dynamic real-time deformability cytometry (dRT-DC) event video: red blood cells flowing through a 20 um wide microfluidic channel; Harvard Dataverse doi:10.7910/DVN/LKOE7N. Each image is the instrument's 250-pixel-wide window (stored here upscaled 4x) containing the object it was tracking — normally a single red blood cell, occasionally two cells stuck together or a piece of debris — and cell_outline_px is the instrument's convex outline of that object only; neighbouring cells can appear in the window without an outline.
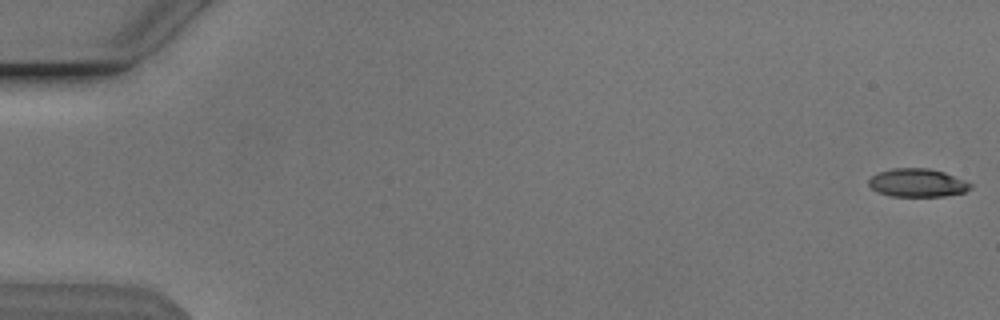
{"species": "Egyptian fruit bat (a non-hibernating species)", "species_latin": "Rousettus aegyptiacus", "temperature_condition": "cold", "stored_images_in_passage": 54, "camera_frame_rate_fps": 3000, "um_per_image_px": 0.085, "animal": {"sex": "male"}, "frame": {"image": 1, "passage_image": 1, "time_ms": 0.0, "image_size_px": [1000, 320], "cell_outline_px": [[972, 188], [964, 192], [944, 196], [892, 196], [876, 192], [868, 184], [868, 180], [872, 176], [880, 172], [892, 168], [928, 168], [944, 172], [964, 180], [972, 184]], "centroid_in_image_um": [77.97, 15.54], "position_along_channel_um": 7.0, "area_um2": 16.7}}
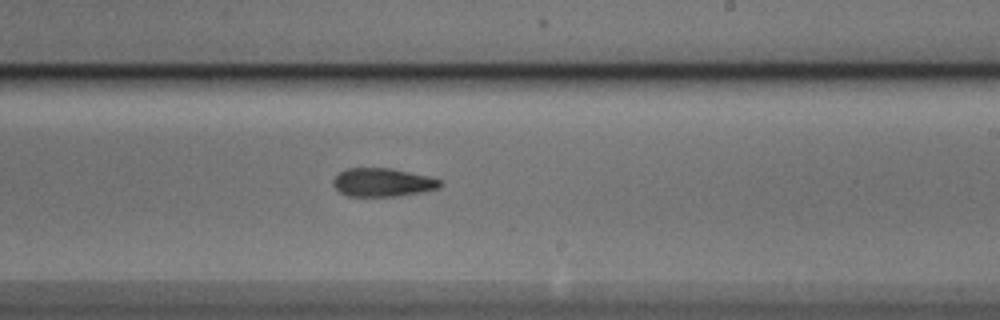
{"frame": {"image": 2, "passage_image": 33, "time_ms": 10.667, "image_size_px": [1000, 320], "cell_outline_px": [[440, 184], [436, 188], [420, 192], [396, 196], [348, 196], [340, 192], [332, 184], [332, 180], [340, 172], [348, 168], [392, 168], [428, 176], [440, 180]], "centroid_in_image_um": [32.47, 15.49], "position_along_channel_um": 256.5, "area_um2": 17.46}}
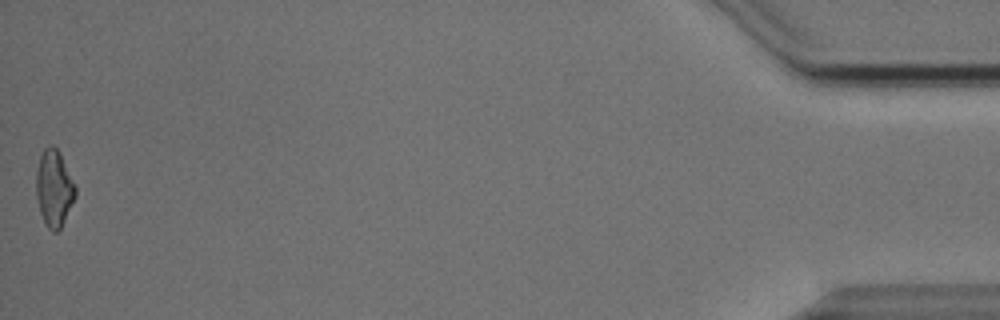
{"frame": {"image": 3, "passage_image": 54, "time_ms": 17.667, "image_size_px": [1000, 320], "cell_outline_px": [[76, 196], [60, 228], [56, 232], [52, 232], [44, 224], [40, 212], [36, 196], [36, 172], [40, 156], [44, 148], [48, 144], [52, 144], [56, 148], [76, 188]], "centroid_in_image_um": [4.56, 16.03], "position_along_channel_um": 430.6, "area_um2": 17.22}, "authors_computed_cell_mechanics": {"area_um2": 17.629, "velocity_mm_per_s": 3.8445, "shape_relaxation_time_tau1_ms": 4.3666, "shape_relaxation_time_tau2_ms": 9.4417, "deformation_change_tau1": 0.1544, "deformation_change_tau2": 0.1855}}